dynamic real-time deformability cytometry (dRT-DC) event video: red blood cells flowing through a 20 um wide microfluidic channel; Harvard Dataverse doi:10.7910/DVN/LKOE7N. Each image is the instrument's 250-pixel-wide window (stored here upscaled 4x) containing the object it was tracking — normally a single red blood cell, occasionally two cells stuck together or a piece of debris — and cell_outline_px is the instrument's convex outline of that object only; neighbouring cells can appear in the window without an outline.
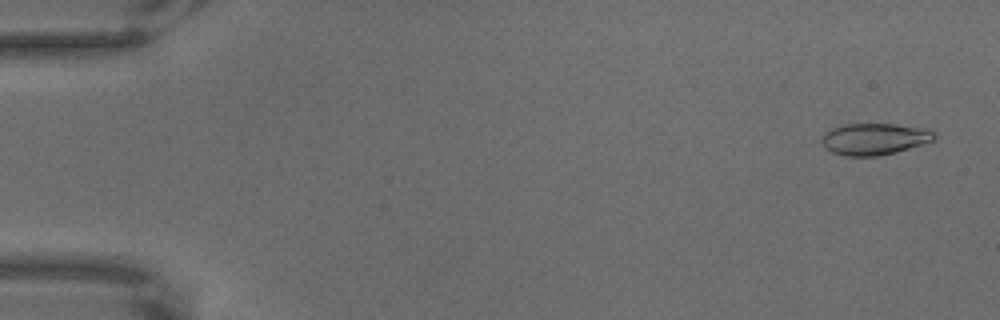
{"species": "common noctule bat (a hibernating species)", "species_latin": "Nyctalus noctula", "temperature_condition": "warm", "stored_images_in_passage": 65, "camera_frame_rate_fps": 3000, "um_per_image_px": 0.085, "animal": {"sex": "male", "body_mass_g": 18.8}, "frame": {"image": 1, "passage_image": 3, "time_ms": 0.667, "image_size_px": [1000, 320], "cell_outline_px": [[936, 136], [932, 140], [896, 152], [876, 156], [848, 156], [832, 152], [824, 144], [824, 132], [832, 128], [844, 124], [896, 124], [928, 128]], "centroid_in_image_um": [74.34, 11.8], "position_along_channel_um": 10.7, "area_um2": 20.35}}
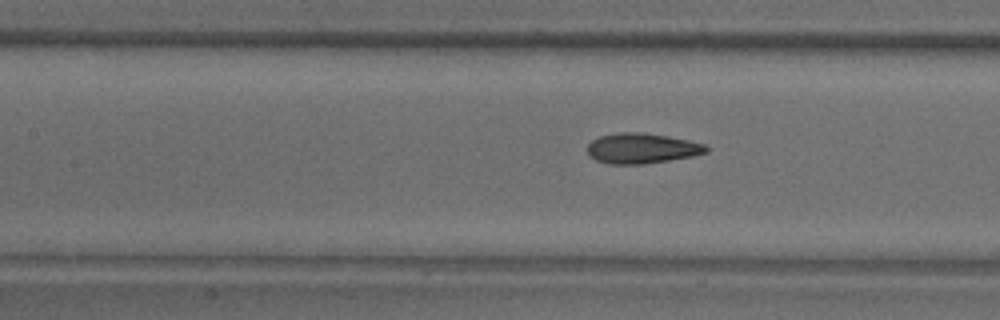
{"frame": {"image": 2, "passage_image": 30, "time_ms": 9.667, "image_size_px": [1000, 320], "cell_outline_px": [[708, 152], [692, 156], [644, 164], [608, 164], [596, 160], [588, 156], [588, 144], [592, 140], [600, 136], [620, 132], [644, 132], [668, 136], [688, 140], [704, 144], [708, 148]], "centroid_in_image_um": [54.53, 12.61], "position_along_channel_um": 152.9, "area_um2": 20.98}}
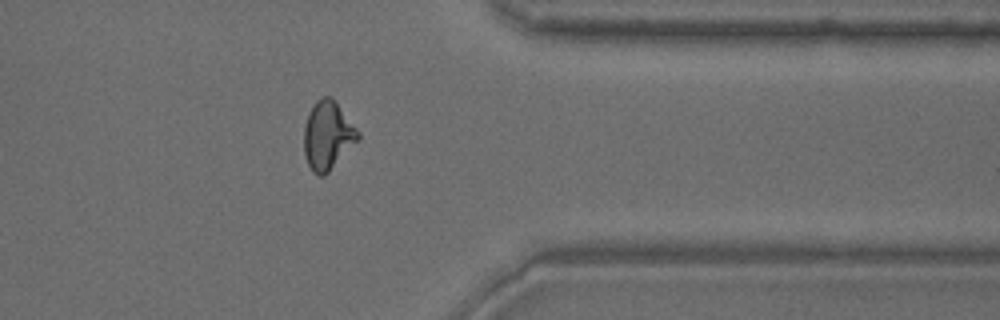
{"frame": {"image": 3, "passage_image": 53, "time_ms": 17.333, "image_size_px": [1000, 320], "cell_outline_px": [[360, 136], [328, 172], [324, 176], [320, 176], [312, 172], [308, 164], [304, 152], [304, 128], [308, 112], [316, 100], [324, 96], [332, 96], [336, 100], [360, 132]], "centroid_in_image_um": [27.84, 11.47], "position_along_channel_um": 383.6, "area_um2": 21.44}}